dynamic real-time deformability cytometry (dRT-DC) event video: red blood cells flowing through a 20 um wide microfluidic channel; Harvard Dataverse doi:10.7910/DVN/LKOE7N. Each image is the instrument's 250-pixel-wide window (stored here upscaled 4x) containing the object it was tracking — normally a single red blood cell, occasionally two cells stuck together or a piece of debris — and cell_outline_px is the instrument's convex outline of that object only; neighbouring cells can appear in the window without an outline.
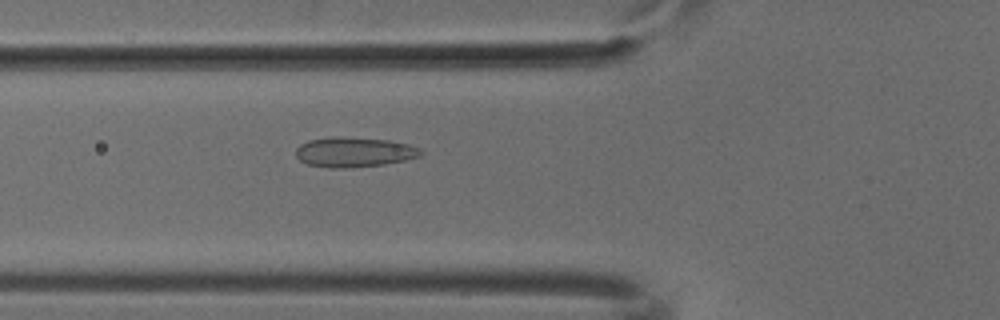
{"species": "common noctule bat (a hibernating species)", "species_latin": "Nyctalus noctula", "temperature_condition": "cold", "stored_images_in_passage": 44, "camera_frame_rate_fps": 3000, "um_per_image_px": 0.085, "animal": {"sex": "male", "body_mass_g": 18.8}, "frame": {"image": 1, "passage_image": 12, "time_ms": 3.667, "image_size_px": [1000, 320], "cell_outline_px": [[424, 152], [420, 156], [404, 160], [384, 164], [344, 168], [328, 168], [308, 164], [300, 160], [296, 156], [296, 148], [300, 144], [308, 140], [340, 136], [388, 140], [408, 144], [420, 148]], "centroid_in_image_um": [30.09, 12.92], "position_along_channel_um": 95.7, "area_um2": 21.73}}
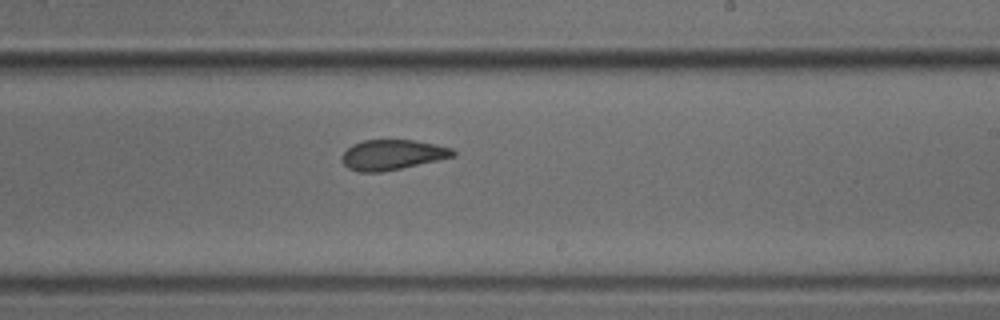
{"frame": {"image": 2, "passage_image": 24, "time_ms": 7.667, "image_size_px": [1000, 320], "cell_outline_px": [[456, 156], [400, 168], [380, 172], [360, 172], [348, 168], [340, 160], [340, 156], [352, 144], [364, 140], [416, 140], [452, 148], [456, 152]], "centroid_in_image_um": [33.32, 13.15], "position_along_channel_um": 255.7, "area_um2": 19.48}}
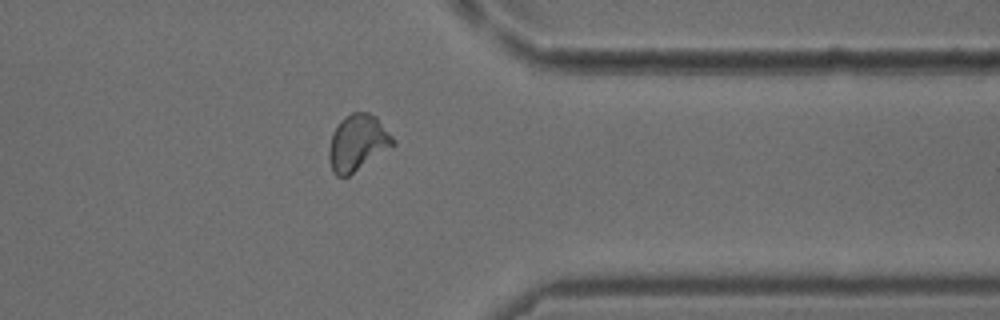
{"frame": {"image": 3, "passage_image": 34, "time_ms": 11.0, "image_size_px": [1000, 320], "cell_outline_px": [[396, 144], [348, 176], [336, 176], [332, 172], [328, 160], [328, 148], [332, 132], [340, 120], [344, 116], [352, 112], [368, 112], [376, 116], [396, 140]], "centroid_in_image_um": [30.37, 12.12], "position_along_channel_um": 381.0, "area_um2": 21.21}}